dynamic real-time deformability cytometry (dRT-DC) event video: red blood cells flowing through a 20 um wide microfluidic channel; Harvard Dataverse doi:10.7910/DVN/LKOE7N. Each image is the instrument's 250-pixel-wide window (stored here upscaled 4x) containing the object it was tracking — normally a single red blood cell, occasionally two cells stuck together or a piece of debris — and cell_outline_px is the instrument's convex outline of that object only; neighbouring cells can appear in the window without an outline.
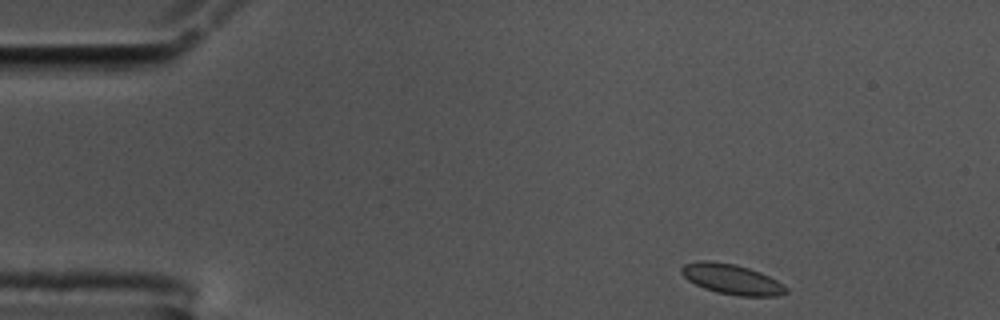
{"species": "common noctule bat (a hibernating species)", "species_latin": "Nyctalus noctula", "temperature_condition": "cold", "stored_images_in_passage": 50, "camera_frame_rate_fps": 3000, "um_per_image_px": 0.085, "animal": {"sex": "male", "body_mass_g": 17.5, "forearm_length_mm": 52.3}, "frame": {"image": 1, "passage_image": 1, "time_ms": 0.0, "image_size_px": [1000, 320], "cell_outline_px": [[788, 292], [776, 296], [740, 296], [716, 292], [704, 288], [688, 280], [680, 272], [680, 268], [684, 264], [700, 260], [708, 260], [736, 264], [760, 272], [776, 280], [788, 288]], "centroid_in_image_um": [62.18, 23.73], "position_along_channel_um": 22.8, "area_um2": 18.38}}
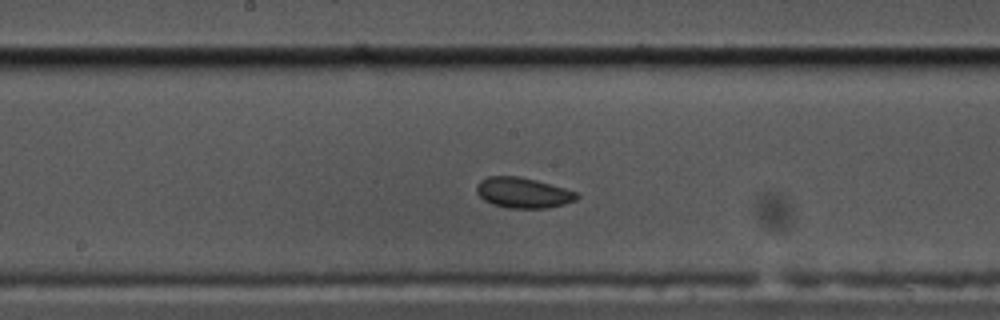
{"frame": {"image": 2, "passage_image": 23, "time_ms": 7.333, "image_size_px": [1000, 320], "cell_outline_px": [[580, 196], [576, 200], [564, 204], [548, 208], [508, 208], [492, 204], [484, 200], [476, 192], [476, 184], [480, 180], [488, 176], [520, 176], [536, 180], [564, 188], [576, 192]], "centroid_in_image_um": [44.44, 16.38], "position_along_channel_um": 203.8, "area_um2": 17.86}}
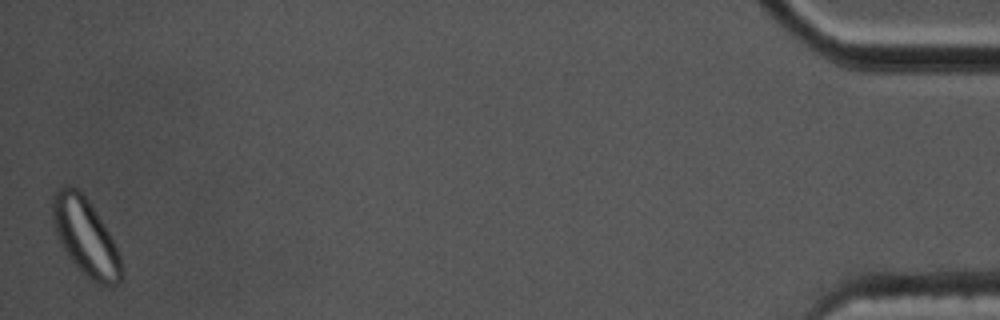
{"frame": {"image": 3, "passage_image": 50, "time_ms": 16.333, "image_size_px": [1000, 320], "cell_outline_px": [[120, 280], [116, 284], [96, 284], [80, 272], [60, 244], [56, 236], [52, 220], [52, 196], [60, 188], [72, 184], [88, 200], [108, 232], [120, 256]], "centroid_in_image_um": [7.21, 20.13], "position_along_channel_um": 428.0, "area_um2": 30.35}, "authors_computed_cell_mechanics": {"area_um2": 17.8313, "velocity_mm_per_s": 3.514, "shape_relaxation_time_tau1_ms": 3.9261, "shape_relaxation_time_tau2_ms": 3.7133, "deformation_change_tau1": 0.0448, "deformation_change_tau2": 0.0435}}